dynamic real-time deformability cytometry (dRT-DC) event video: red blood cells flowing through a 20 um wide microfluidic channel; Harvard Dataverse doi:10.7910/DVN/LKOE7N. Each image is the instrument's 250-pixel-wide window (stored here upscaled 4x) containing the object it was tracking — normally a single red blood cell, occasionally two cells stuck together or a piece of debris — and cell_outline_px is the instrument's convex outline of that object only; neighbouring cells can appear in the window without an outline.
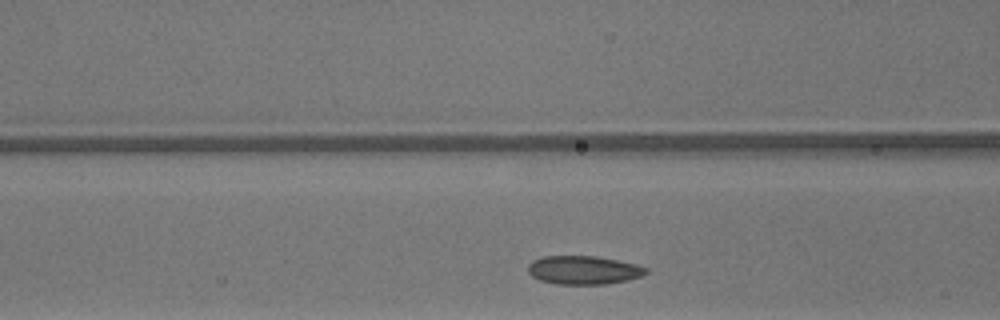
{"species": "common noctule bat (a hibernating species)", "species_latin": "Nyctalus noctula", "temperature_condition": "warm", "stored_images_in_passage": 22, "camera_frame_rate_fps": 3000, "um_per_image_px": 0.085, "animal": {"sex": "male", "body_mass_g": 13.3}, "frame": {"image": 1, "passage_image": 5, "time_ms": 1.333, "image_size_px": [1000, 320], "cell_outline_px": [[648, 272], [640, 276], [624, 280], [604, 284], [556, 284], [540, 280], [532, 276], [528, 272], [528, 264], [532, 260], [544, 256], [596, 256], [636, 264], [648, 268]], "centroid_in_image_um": [49.56, 22.95], "position_along_channel_um": 117.0, "area_um2": 19.48}}
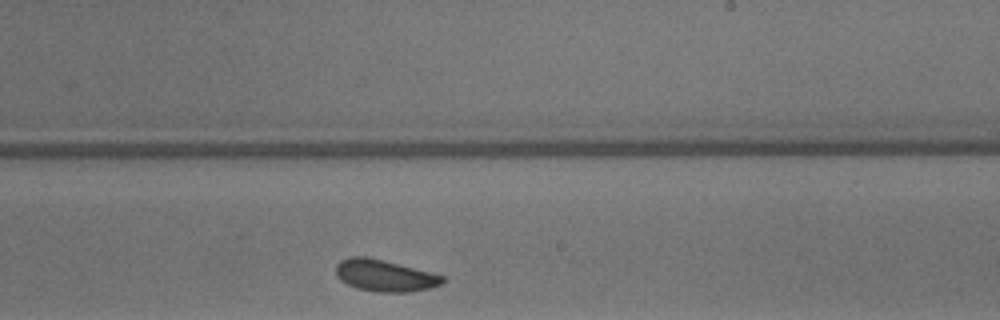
{"frame": {"image": 2, "passage_image": 15, "time_ms": 4.667, "image_size_px": [1000, 320], "cell_outline_px": [[448, 280], [432, 288], [408, 292], [376, 292], [356, 288], [340, 280], [336, 276], [336, 264], [340, 260], [352, 256], [364, 256], [384, 260], [432, 272], [444, 276]], "centroid_in_image_um": [32.72, 23.42], "position_along_channel_um": 256.3, "area_um2": 19.94}}
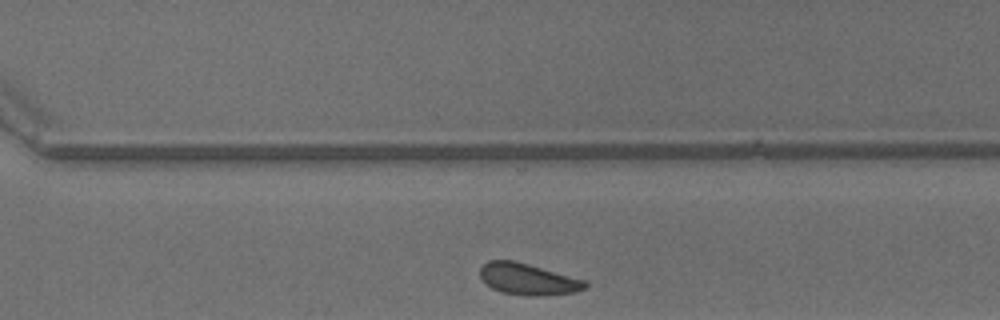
{"frame": {"image": 3, "passage_image": 20, "time_ms": 6.333, "image_size_px": [1000, 320], "cell_outline_px": [[588, 288], [576, 292], [540, 296], [524, 296], [500, 292], [492, 288], [480, 276], [480, 268], [488, 260], [516, 260], [588, 280]], "centroid_in_image_um": [44.94, 23.73], "position_along_channel_um": 325.7, "area_um2": 19.71}}